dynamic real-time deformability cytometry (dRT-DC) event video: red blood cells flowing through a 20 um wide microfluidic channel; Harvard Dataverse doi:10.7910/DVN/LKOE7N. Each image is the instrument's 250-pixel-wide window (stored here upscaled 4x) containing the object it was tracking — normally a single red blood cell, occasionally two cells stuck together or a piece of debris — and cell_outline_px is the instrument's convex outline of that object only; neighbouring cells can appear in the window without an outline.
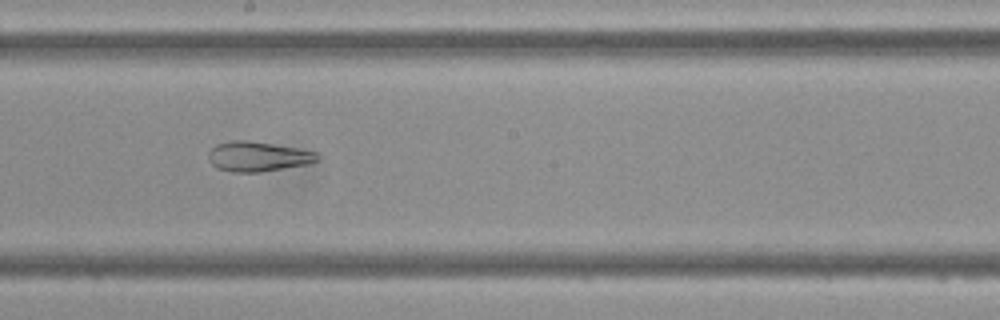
{"species": "Egyptian fruit bat (a non-hibernating species)", "species_latin": "Rousettus aegyptiacus", "temperature_condition": "cold", "stored_images_in_passage": 47, "camera_frame_rate_fps": 3000, "um_per_image_px": 0.085, "frame": {"image": 1, "passage_image": 26, "time_ms": 8.333, "image_size_px": [1000, 320], "cell_outline_px": [[320, 160], [308, 164], [260, 172], [232, 172], [216, 168], [208, 160], [208, 152], [216, 144], [232, 140], [248, 140], [296, 148], [316, 152], [320, 156]], "centroid_in_image_um": [21.9, 13.3], "position_along_channel_um": 226.3, "area_um2": 19.02}}
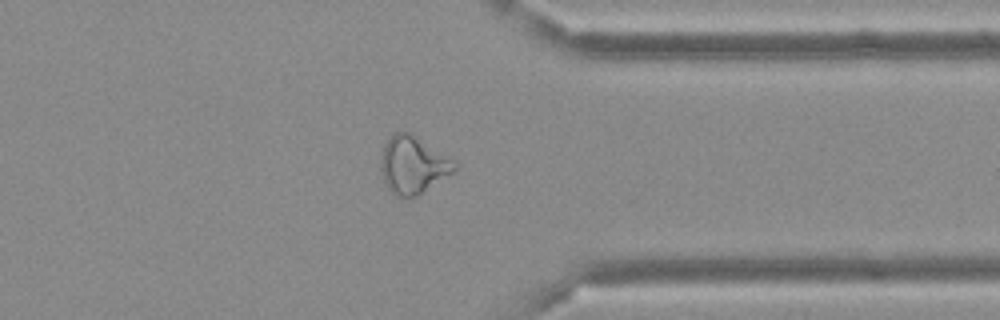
{"frame": {"image": 2, "passage_image": 37, "time_ms": 12.0, "image_size_px": [1000, 320], "cell_outline_px": [[456, 172], [416, 196], [396, 196], [384, 184], [380, 168], [380, 164], [384, 144], [388, 136], [396, 132], [412, 132], [452, 156], [456, 160]], "centroid_in_image_um": [35.15, 13.97], "position_along_channel_um": 376.3, "area_um2": 25.37}}
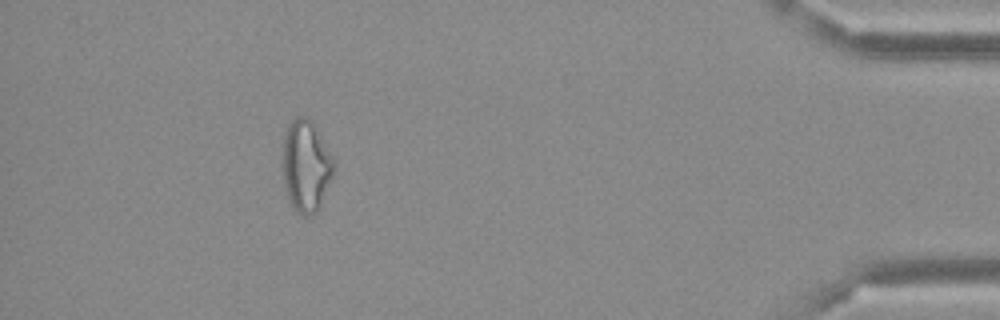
{"frame": {"image": 3, "passage_image": 43, "time_ms": 14.0, "image_size_px": [1000, 320], "cell_outline_px": [[336, 168], [320, 204], [316, 212], [308, 216], [304, 216], [296, 212], [292, 208], [284, 184], [280, 156], [284, 132], [288, 124], [296, 116], [308, 116], [316, 124], [336, 160]], "centroid_in_image_um": [26.0, 14.03], "position_along_channel_um": 409.2, "area_um2": 28.5}}